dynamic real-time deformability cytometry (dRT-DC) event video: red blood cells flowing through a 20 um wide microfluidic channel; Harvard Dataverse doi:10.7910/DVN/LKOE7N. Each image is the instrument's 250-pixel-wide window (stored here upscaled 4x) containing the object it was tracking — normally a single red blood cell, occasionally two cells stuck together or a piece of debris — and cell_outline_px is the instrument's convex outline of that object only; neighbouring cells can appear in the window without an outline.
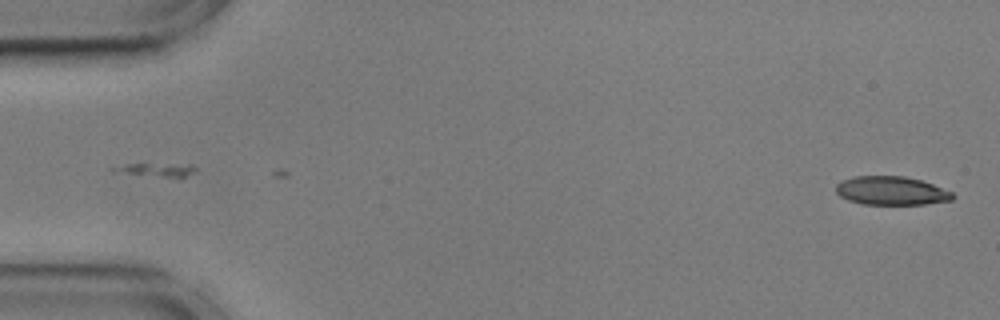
{"species": "common noctule bat (a hibernating species)", "species_latin": "Nyctalus noctula", "temperature_condition": "cold", "stored_images_in_passage": 55, "camera_frame_rate_fps": 3000, "um_per_image_px": 0.085, "animal": {"sex": "male", "body_mass_g": 17.9, "forearm_length_mm": 54.2}, "frame": {"image": 1, "passage_image": 1, "time_ms": 0.0, "image_size_px": [1000, 320], "cell_outline_px": [[956, 196], [952, 200], [924, 204], [860, 204], [848, 200], [840, 196], [836, 192], [836, 184], [840, 180], [852, 176], [904, 176], [920, 180], [932, 184], [952, 192]], "centroid_in_image_um": [75.73, 16.21], "position_along_channel_um": 9.3, "area_um2": 19.54}}
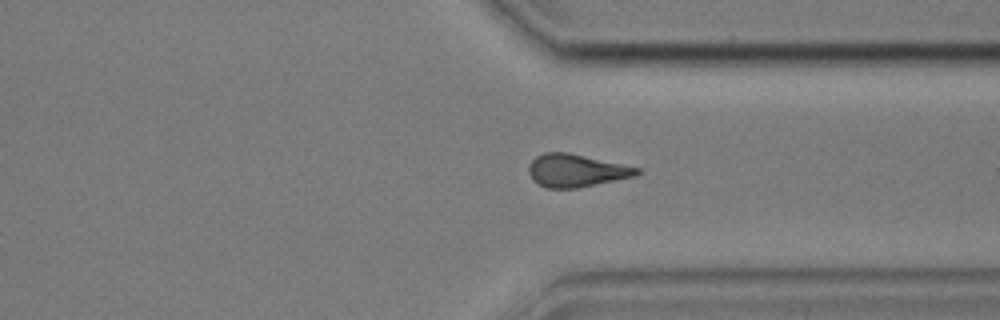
{"frame": {"image": 2, "passage_image": 41, "time_ms": 13.333, "image_size_px": [1000, 320], "cell_outline_px": [[640, 172], [636, 176], [576, 188], [544, 188], [532, 180], [528, 172], [528, 168], [532, 160], [536, 156], [544, 152], [568, 152], [640, 168]], "centroid_in_image_um": [48.94, 14.5], "position_along_channel_um": 362.5, "area_um2": 20.63}}
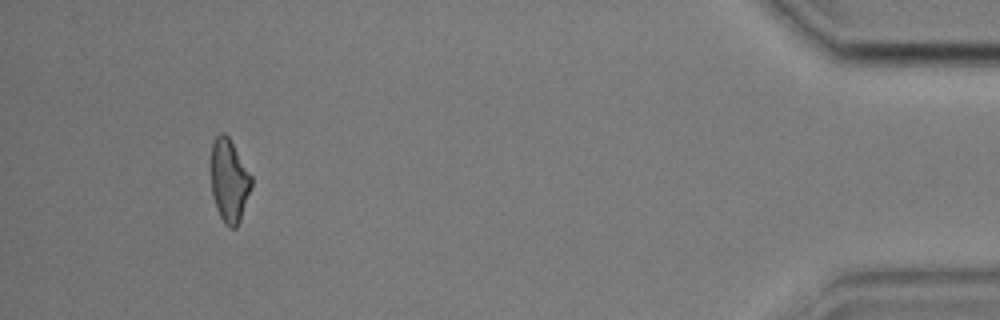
{"frame": {"image": 3, "passage_image": 51, "time_ms": 16.667, "image_size_px": [1000, 320], "cell_outline_px": [[252, 188], [240, 220], [236, 228], [228, 228], [224, 224], [216, 208], [212, 196], [212, 144], [216, 136], [220, 132], [224, 132], [228, 136], [252, 176]], "centroid_in_image_um": [19.5, 15.39], "position_along_channel_um": 415.7, "area_um2": 19.54}, "authors_computed_cell_mechanics": {"area_um2": 20.6924, "velocity_mm_per_s": 3.5942, "shape_relaxation_time_tau1_ms": null, "shape_relaxation_time_tau2_ms": 7.2581, "deformation_change_tau1": null, "deformation_change_tau2": 0.1844}}